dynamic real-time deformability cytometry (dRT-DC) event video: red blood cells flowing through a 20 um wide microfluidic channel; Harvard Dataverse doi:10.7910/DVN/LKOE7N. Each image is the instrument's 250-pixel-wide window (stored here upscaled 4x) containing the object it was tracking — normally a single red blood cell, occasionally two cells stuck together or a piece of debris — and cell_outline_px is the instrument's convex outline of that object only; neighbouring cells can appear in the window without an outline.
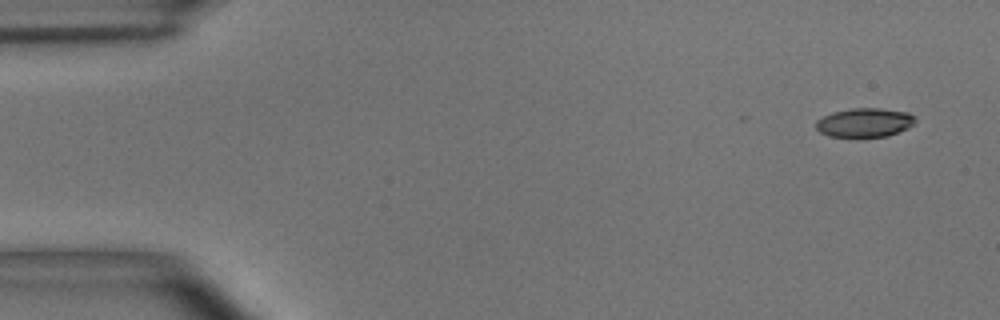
{"species": "common noctule bat (a hibernating species)", "species_latin": "Nyctalus noctula", "temperature_condition": "room temperature", "stored_images_in_passage": 8, "camera_frame_rate_fps": 3000, "um_per_image_px": 0.085, "animal": {"sex": "male", "body_mass_g": 15.6}, "frame": {"image": 1, "passage_image": 1, "time_ms": 0.0, "image_size_px": [1000, 320], "cell_outline_px": [[916, 120], [908, 128], [888, 136], [828, 136], [820, 132], [816, 128], [816, 120], [832, 112], [852, 108], [880, 108], [908, 112], [916, 116]], "centroid_in_image_um": [73.51, 10.4], "position_along_channel_um": 11.5, "area_um2": 16.7}}